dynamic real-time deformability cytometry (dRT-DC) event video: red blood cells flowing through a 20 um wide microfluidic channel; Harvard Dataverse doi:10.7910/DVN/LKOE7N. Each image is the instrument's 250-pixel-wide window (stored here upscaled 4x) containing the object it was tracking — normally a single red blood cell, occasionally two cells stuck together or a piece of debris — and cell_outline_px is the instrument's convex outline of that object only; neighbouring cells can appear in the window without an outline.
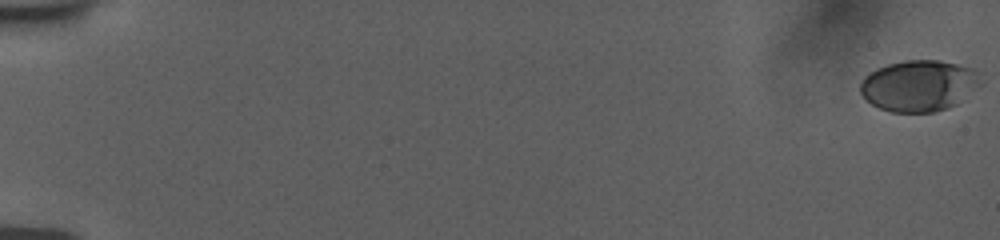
{"species": "human", "species_latin": "Homo sapiens", "temperature_condition": "room temperature", "stored_images_in_passage": 50, "camera_frame_rate_fps": 3000, "um_per_image_px": 0.085, "donor": {"sex": "female"}, "frame": {"image": 1, "passage_image": 1, "time_ms": 0.0, "image_size_px": [1000, 240], "cell_outline_px": [[984, 84], [956, 104], [948, 108], [932, 112], [892, 112], [880, 108], [872, 104], [860, 92], [860, 84], [864, 76], [876, 68], [888, 64], [904, 60], [940, 60], [972, 68], [980, 72]], "centroid_in_image_um": [78.16, 7.27], "position_along_channel_um": 6.8, "area_um2": 36.24}}
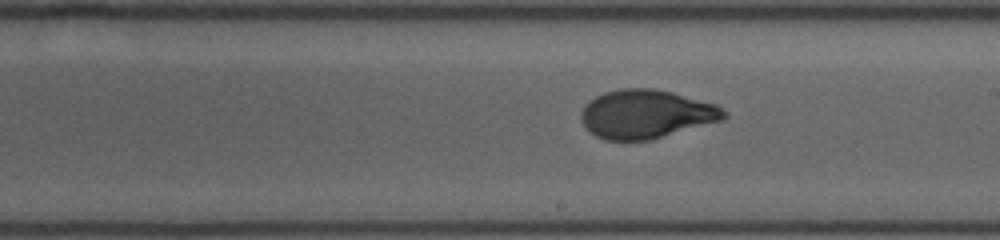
{"frame": {"image": 2, "passage_image": 28, "time_ms": 11.333, "image_size_px": [1000, 240], "cell_outline_px": [[728, 116], [724, 120], [648, 140], [604, 140], [596, 136], [580, 120], [580, 112], [584, 104], [596, 96], [604, 92], [620, 88], [656, 88], [672, 92], [716, 104], [728, 112]], "centroid_in_image_um": [54.93, 9.68], "position_along_channel_um": 234.1, "area_um2": 40.63}}
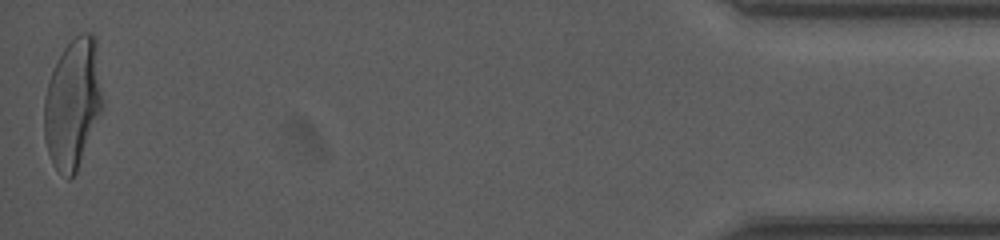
{"frame": {"image": 3, "passage_image": 50, "time_ms": 18.667, "image_size_px": [1000, 240], "cell_outline_px": [[104, 104], [76, 172], [68, 180], [52, 164], [48, 152], [44, 136], [44, 100], [48, 80], [56, 60], [64, 48], [80, 32], [92, 32], [96, 40]], "centroid_in_image_um": [6.19, 8.76], "position_along_channel_um": 429.0, "area_um2": 44.33}, "authors_computed_cell_mechanics": {"area_um2": 40.0265, "velocity_mm_per_s": 3.7516, "shape_relaxation_time_tau1_ms": 5.3093, "shape_relaxation_time_tau2_ms": null, "deformation_change_tau1": 0.2115, "deformation_change_tau2": null}}